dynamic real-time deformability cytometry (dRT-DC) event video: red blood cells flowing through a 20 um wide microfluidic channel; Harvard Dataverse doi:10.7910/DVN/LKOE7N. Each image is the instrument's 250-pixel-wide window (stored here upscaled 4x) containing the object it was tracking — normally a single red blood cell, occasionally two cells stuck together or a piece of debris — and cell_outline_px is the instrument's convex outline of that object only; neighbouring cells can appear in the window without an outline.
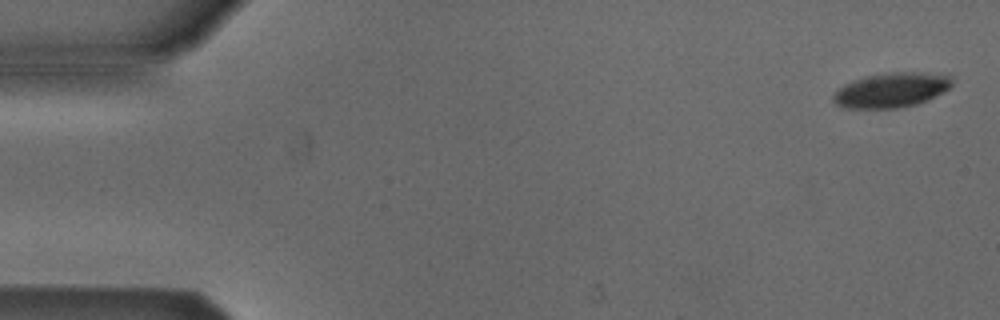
{"species": "Egyptian fruit bat (a non-hibernating species)", "species_latin": "Rousettus aegyptiacus", "temperature_condition": "cold", "stored_images_in_passage": 4, "camera_frame_rate_fps": 3000, "um_per_image_px": 0.085, "animal": {"sex": "male"}, "frame": {"image": 1, "passage_image": 1, "time_ms": 0.0, "image_size_px": [1000, 320], "cell_outline_px": [[952, 84], [944, 92], [928, 100], [916, 104], [896, 108], [844, 108], [836, 104], [832, 100], [832, 96], [840, 88], [856, 80], [868, 76], [896, 72], [920, 72], [952, 76]], "centroid_in_image_um": [75.8, 7.67], "position_along_channel_um": 9.2, "area_um2": 23.64}}